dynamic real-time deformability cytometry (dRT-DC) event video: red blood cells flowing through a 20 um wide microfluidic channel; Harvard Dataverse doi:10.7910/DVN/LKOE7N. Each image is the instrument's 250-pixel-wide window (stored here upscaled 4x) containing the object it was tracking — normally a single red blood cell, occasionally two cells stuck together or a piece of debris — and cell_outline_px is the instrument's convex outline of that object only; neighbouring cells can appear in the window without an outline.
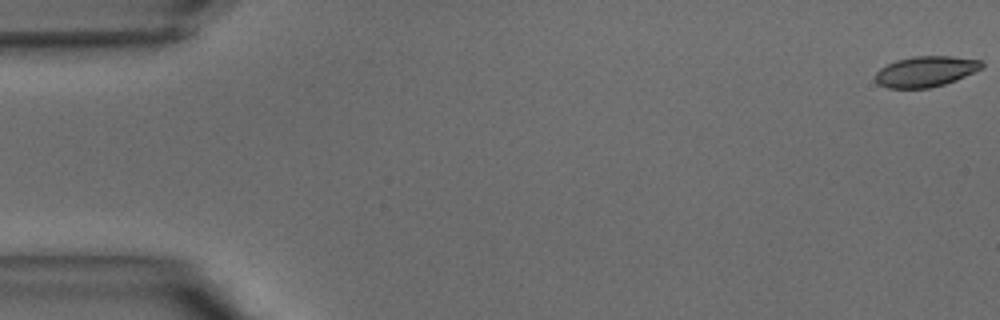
{"species": "common noctule bat (a hibernating species)", "species_latin": "Nyctalus noctula", "temperature_condition": "warm", "stored_images_in_passage": 38, "camera_frame_rate_fps": 3000, "um_per_image_px": 0.085, "animal": {"sex": "male", "body_mass_g": 15.6}, "frame": {"image": 1, "passage_image": 1, "time_ms": 0.0, "image_size_px": [1000, 320], "cell_outline_px": [[984, 68], [956, 80], [944, 84], [928, 88], [888, 88], [876, 84], [876, 72], [880, 68], [896, 60], [912, 56], [952, 56], [980, 60], [984, 64]], "centroid_in_image_um": [78.69, 6.07], "position_along_channel_um": 6.3, "area_um2": 19.07}}
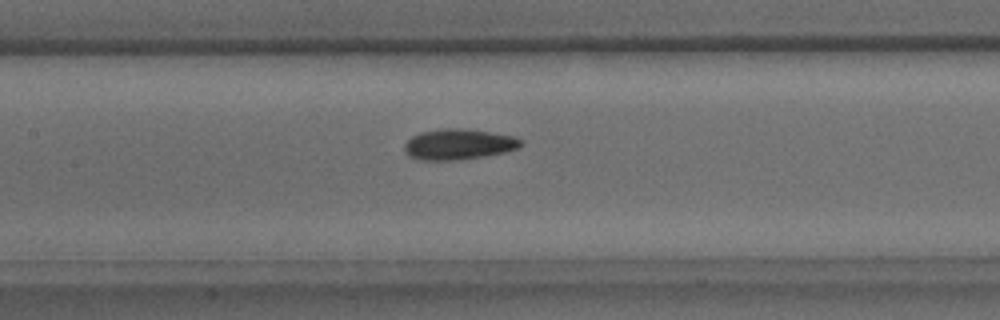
{"frame": {"image": 2, "passage_image": 19, "time_ms": 6.0, "image_size_px": [1000, 320], "cell_outline_px": [[524, 144], [520, 148], [504, 152], [484, 156], [460, 160], [420, 160], [408, 156], [404, 152], [404, 144], [412, 136], [420, 132], [440, 128], [468, 128], [516, 136], [524, 140]], "centroid_in_image_um": [39.01, 12.25], "position_along_channel_um": 168.4, "area_um2": 21.33}}
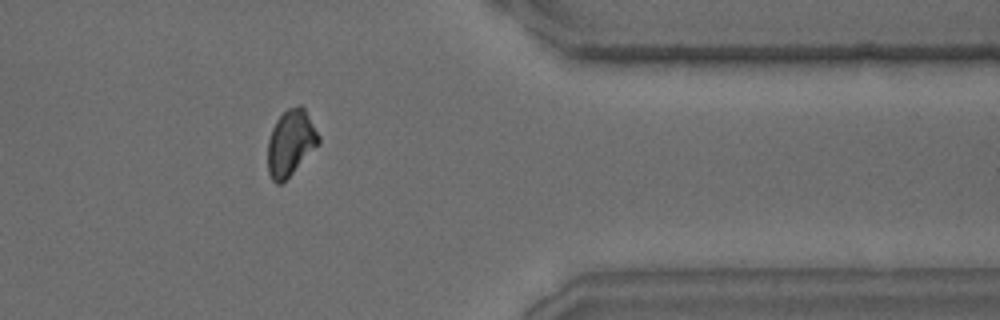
{"frame": {"image": 3, "passage_image": 33, "time_ms": 10.667, "image_size_px": [1000, 320], "cell_outline_px": [[320, 144], [280, 184], [276, 184], [272, 180], [268, 172], [268, 140], [272, 128], [276, 120], [288, 108], [300, 104], [304, 108], [320, 136]], "centroid_in_image_um": [24.71, 12.12], "position_along_channel_um": 386.7, "area_um2": 19.36}}